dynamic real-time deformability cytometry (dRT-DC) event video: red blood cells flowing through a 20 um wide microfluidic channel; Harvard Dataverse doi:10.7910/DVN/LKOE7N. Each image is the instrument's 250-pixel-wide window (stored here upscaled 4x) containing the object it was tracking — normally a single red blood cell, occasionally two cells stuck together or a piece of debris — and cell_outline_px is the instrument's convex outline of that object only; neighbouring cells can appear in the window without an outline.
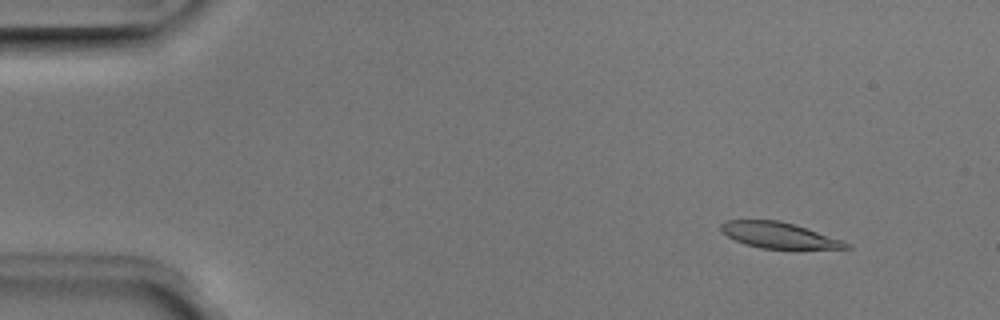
{"species": "Egyptian fruit bat (a non-hibernating species)", "species_latin": "Rousettus aegyptiacus", "temperature_condition": "room temperature", "stored_images_in_passage": 51, "camera_frame_rate_fps": 3000, "um_per_image_px": 0.085, "animal": {"sex": "male"}, "frame": {"image": 1, "passage_image": 5, "time_ms": 1.333, "image_size_px": [1000, 320], "cell_outline_px": [[852, 248], [760, 248], [744, 244], [720, 232], [720, 224], [724, 220], [780, 220], [840, 240], [848, 244]], "centroid_in_image_um": [66.07, 19.98], "position_along_channel_um": 18.9, "area_um2": 18.32}}
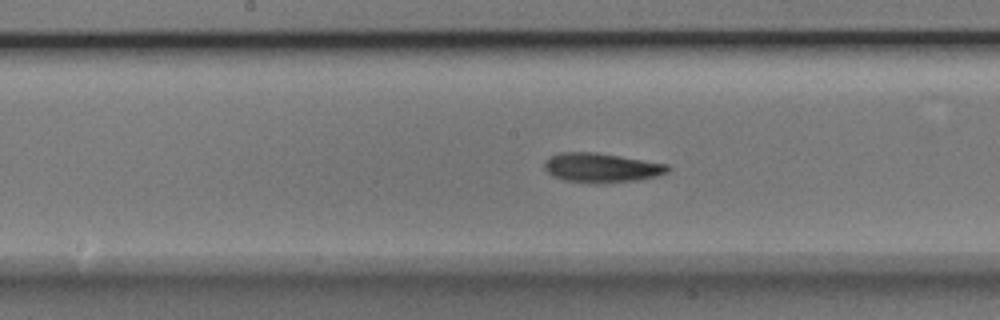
{"frame": {"image": 2, "passage_image": 26, "time_ms": 8.333, "image_size_px": [1000, 320], "cell_outline_px": [[672, 168], [668, 172], [656, 176], [636, 180], [564, 180], [552, 176], [544, 168], [544, 160], [548, 156], [560, 152], [596, 152], [668, 164]], "centroid_in_image_um": [51.1, 14.19], "position_along_channel_um": 197.1, "area_um2": 20.29}}
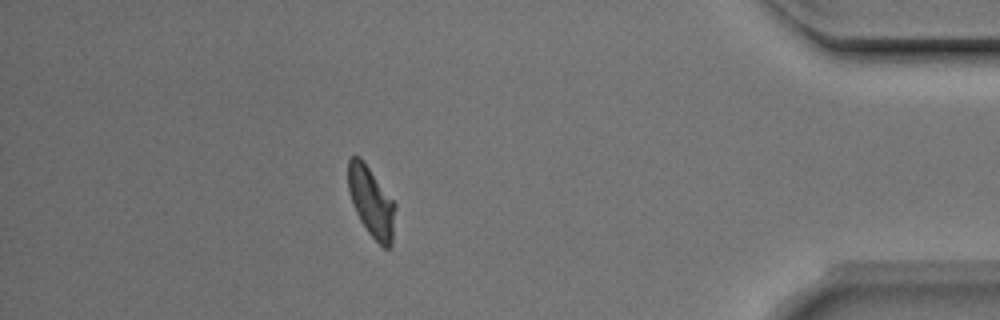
{"frame": {"image": 3, "passage_image": 45, "time_ms": 14.667, "image_size_px": [1000, 320], "cell_outline_px": [[396, 208], [392, 244], [388, 248], [384, 248], [368, 232], [360, 220], [356, 212], [348, 188], [348, 160], [352, 156], [360, 156], [396, 204]], "centroid_in_image_um": [31.57, 17.16], "position_along_channel_um": 403.6, "area_um2": 19.02}, "authors_computed_cell_mechanics": {"area_um2": 20.1144, "velocity_mm_per_s": 3.9362, "shape_relaxation_time_tau1_ms": 3.0181, "shape_relaxation_time_tau2_ms": 3.0667, "deformation_change_tau1": 0.1426, "deformation_change_tau2": 0.0814}}